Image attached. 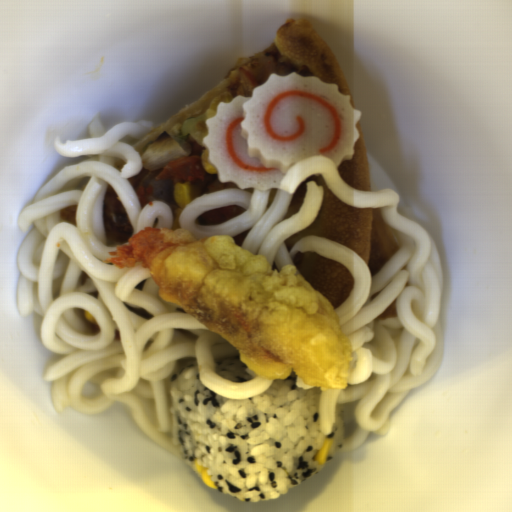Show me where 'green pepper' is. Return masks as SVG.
Returning <instances> with one entry per match:
<instances>
[{
  "instance_id": "obj_1",
  "label": "green pepper",
  "mask_w": 512,
  "mask_h": 512,
  "mask_svg": "<svg viewBox=\"0 0 512 512\" xmlns=\"http://www.w3.org/2000/svg\"><path fill=\"white\" fill-rule=\"evenodd\" d=\"M208 119L207 112L190 116L182 124L180 133L172 138L181 146L185 145L188 138H192L200 146H205L204 138L208 134V126L206 124Z\"/></svg>"
}]
</instances>
